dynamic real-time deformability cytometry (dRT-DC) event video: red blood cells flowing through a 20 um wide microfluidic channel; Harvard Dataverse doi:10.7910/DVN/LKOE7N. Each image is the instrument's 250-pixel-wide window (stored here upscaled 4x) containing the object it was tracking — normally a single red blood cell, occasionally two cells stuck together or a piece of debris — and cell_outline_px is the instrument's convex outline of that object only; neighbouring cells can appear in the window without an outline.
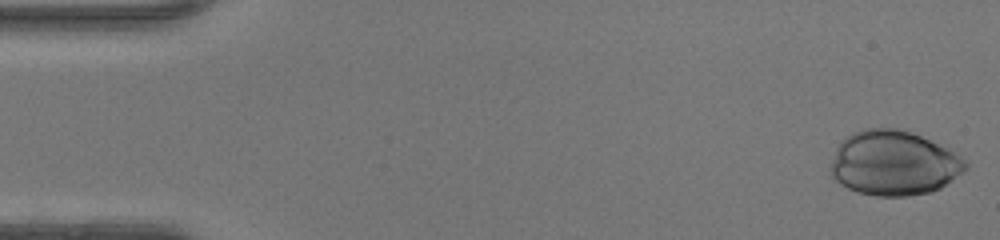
{"species": "human", "species_latin": "Homo sapiens", "temperature_condition": "warm", "stored_images_in_passage": 39, "camera_frame_rate_fps": 3000, "um_per_image_px": 0.085, "donor": {"sex": "female"}, "frame": {"image": 1, "passage_image": 1, "time_ms": 0.0, "image_size_px": [1000, 240], "cell_outline_px": [[968, 168], [964, 172], [940, 188], [932, 192], [908, 196], [876, 196], [860, 192], [848, 188], [840, 184], [832, 176], [832, 160], [836, 148], [848, 136], [864, 128], [896, 128], [920, 136], [952, 152], [964, 160], [968, 164]], "centroid_in_image_um": [75.97, 13.89], "position_along_channel_um": 9.0, "area_um2": 50.11}}
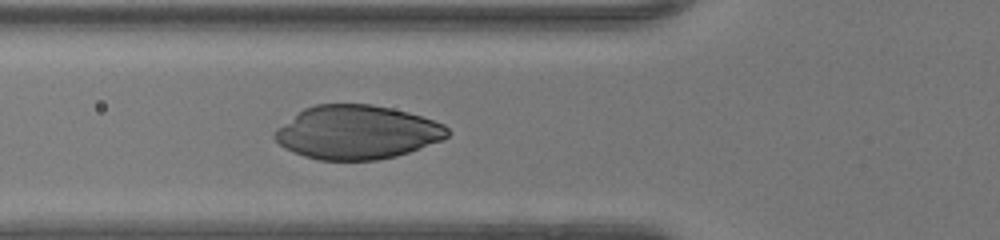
{"frame": {"image": 2, "passage_image": 17, "time_ms": 5.333, "image_size_px": [1000, 240], "cell_outline_px": [[452, 132], [444, 140], [396, 156], [376, 160], [320, 160], [304, 156], [284, 148], [272, 136], [276, 128], [304, 108], [316, 104], [372, 104], [392, 108], [408, 112], [444, 124]], "centroid_in_image_um": [30.35, 11.24], "position_along_channel_um": 95.5, "area_um2": 54.22}}
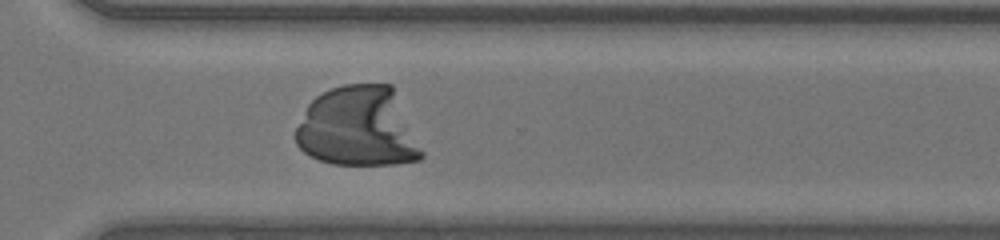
{"frame": {"image": 3, "passage_image": 34, "time_ms": 11.0, "image_size_px": [1000, 240], "cell_outline_px": [[424, 156], [420, 160], [396, 164], [332, 164], [320, 160], [304, 152], [296, 144], [296, 128], [308, 104], [316, 96], [332, 88], [344, 84], [392, 84], [424, 152]], "centroid_in_image_um": [30.46, 10.8], "position_along_channel_um": 340.1, "area_um2": 58.78}}